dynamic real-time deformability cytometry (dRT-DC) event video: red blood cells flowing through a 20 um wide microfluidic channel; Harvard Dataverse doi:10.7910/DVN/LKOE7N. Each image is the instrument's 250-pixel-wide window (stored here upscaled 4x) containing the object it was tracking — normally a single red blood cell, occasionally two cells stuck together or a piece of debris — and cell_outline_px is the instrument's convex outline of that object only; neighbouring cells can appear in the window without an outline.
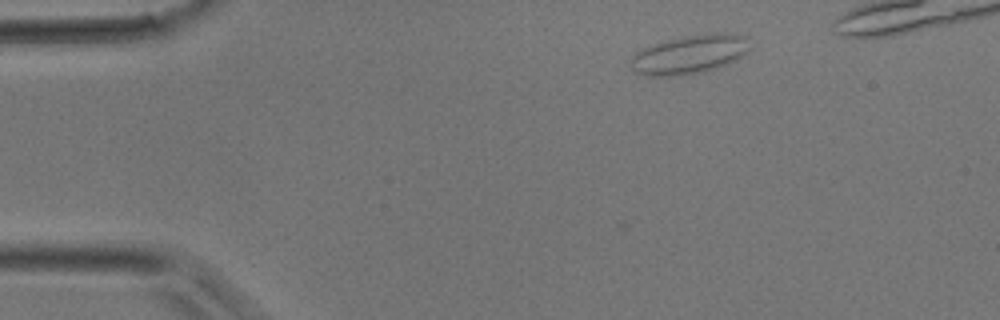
{"species": "common noctule bat (a hibernating species)", "species_latin": "Nyctalus noctula", "temperature_condition": "room temperature", "stored_images_in_passage": 4, "camera_frame_rate_fps": 3000, "um_per_image_px": 0.085, "animal": {"sex": "male", "body_mass_g": 17.9}, "frame": {"image": 1, "passage_image": 1, "time_ms": 0.0, "image_size_px": [1000, 320], "cell_outline_px": [[752, 48], [748, 52], [736, 60], [728, 64], [704, 72], [680, 76], [652, 76], [636, 72], [632, 68], [632, 56], [640, 48], [652, 44], [668, 40], [688, 36], [716, 32], [728, 32], [744, 36]], "centroid_in_image_um": [58.65, 4.63], "position_along_channel_um": 26.3, "area_um2": 27.11}}